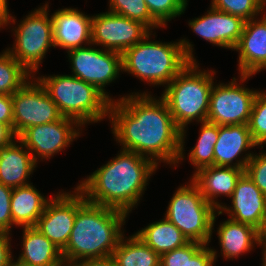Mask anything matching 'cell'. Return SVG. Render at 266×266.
Here are the masks:
<instances>
[{
	"instance_id": "obj_19",
	"label": "cell",
	"mask_w": 266,
	"mask_h": 266,
	"mask_svg": "<svg viewBox=\"0 0 266 266\" xmlns=\"http://www.w3.org/2000/svg\"><path fill=\"white\" fill-rule=\"evenodd\" d=\"M51 18L55 47H61L69 51L92 44V16L85 15L76 8H62L55 11Z\"/></svg>"
},
{
	"instance_id": "obj_10",
	"label": "cell",
	"mask_w": 266,
	"mask_h": 266,
	"mask_svg": "<svg viewBox=\"0 0 266 266\" xmlns=\"http://www.w3.org/2000/svg\"><path fill=\"white\" fill-rule=\"evenodd\" d=\"M74 48L67 51L72 75L95 86L111 102L105 87L114 82L122 72V55L119 52L92 47ZM92 47V48H91Z\"/></svg>"
},
{
	"instance_id": "obj_30",
	"label": "cell",
	"mask_w": 266,
	"mask_h": 266,
	"mask_svg": "<svg viewBox=\"0 0 266 266\" xmlns=\"http://www.w3.org/2000/svg\"><path fill=\"white\" fill-rule=\"evenodd\" d=\"M211 7L238 16L245 21L265 13L264 0H212Z\"/></svg>"
},
{
	"instance_id": "obj_18",
	"label": "cell",
	"mask_w": 266,
	"mask_h": 266,
	"mask_svg": "<svg viewBox=\"0 0 266 266\" xmlns=\"http://www.w3.org/2000/svg\"><path fill=\"white\" fill-rule=\"evenodd\" d=\"M260 18L245 21L240 40L234 48L239 52V75L253 77L266 69V13Z\"/></svg>"
},
{
	"instance_id": "obj_13",
	"label": "cell",
	"mask_w": 266,
	"mask_h": 266,
	"mask_svg": "<svg viewBox=\"0 0 266 266\" xmlns=\"http://www.w3.org/2000/svg\"><path fill=\"white\" fill-rule=\"evenodd\" d=\"M81 127L75 119L62 116L55 122L27 128L18 139L38 163L39 159L49 160L50 157L64 151L73 140L80 137Z\"/></svg>"
},
{
	"instance_id": "obj_29",
	"label": "cell",
	"mask_w": 266,
	"mask_h": 266,
	"mask_svg": "<svg viewBox=\"0 0 266 266\" xmlns=\"http://www.w3.org/2000/svg\"><path fill=\"white\" fill-rule=\"evenodd\" d=\"M109 12L145 25L151 32L163 26L151 15L145 0H109Z\"/></svg>"
},
{
	"instance_id": "obj_38",
	"label": "cell",
	"mask_w": 266,
	"mask_h": 266,
	"mask_svg": "<svg viewBox=\"0 0 266 266\" xmlns=\"http://www.w3.org/2000/svg\"><path fill=\"white\" fill-rule=\"evenodd\" d=\"M11 235L7 232H0V266H9L14 259L11 252Z\"/></svg>"
},
{
	"instance_id": "obj_21",
	"label": "cell",
	"mask_w": 266,
	"mask_h": 266,
	"mask_svg": "<svg viewBox=\"0 0 266 266\" xmlns=\"http://www.w3.org/2000/svg\"><path fill=\"white\" fill-rule=\"evenodd\" d=\"M37 164L30 151L16 137L0 149V183L11 188L31 184L29 178Z\"/></svg>"
},
{
	"instance_id": "obj_42",
	"label": "cell",
	"mask_w": 266,
	"mask_h": 266,
	"mask_svg": "<svg viewBox=\"0 0 266 266\" xmlns=\"http://www.w3.org/2000/svg\"><path fill=\"white\" fill-rule=\"evenodd\" d=\"M259 245L261 246L260 248H262V255H263V258H262V266H266V240H258L256 246Z\"/></svg>"
},
{
	"instance_id": "obj_33",
	"label": "cell",
	"mask_w": 266,
	"mask_h": 266,
	"mask_svg": "<svg viewBox=\"0 0 266 266\" xmlns=\"http://www.w3.org/2000/svg\"><path fill=\"white\" fill-rule=\"evenodd\" d=\"M245 174L266 195V153H255L248 161Z\"/></svg>"
},
{
	"instance_id": "obj_7",
	"label": "cell",
	"mask_w": 266,
	"mask_h": 266,
	"mask_svg": "<svg viewBox=\"0 0 266 266\" xmlns=\"http://www.w3.org/2000/svg\"><path fill=\"white\" fill-rule=\"evenodd\" d=\"M217 215H221L208 203L199 188L190 180L179 186L166 210L165 218L173 223L189 242L209 245Z\"/></svg>"
},
{
	"instance_id": "obj_43",
	"label": "cell",
	"mask_w": 266,
	"mask_h": 266,
	"mask_svg": "<svg viewBox=\"0 0 266 266\" xmlns=\"http://www.w3.org/2000/svg\"><path fill=\"white\" fill-rule=\"evenodd\" d=\"M258 240H266V216H265L262 228L259 230V239Z\"/></svg>"
},
{
	"instance_id": "obj_25",
	"label": "cell",
	"mask_w": 266,
	"mask_h": 266,
	"mask_svg": "<svg viewBox=\"0 0 266 266\" xmlns=\"http://www.w3.org/2000/svg\"><path fill=\"white\" fill-rule=\"evenodd\" d=\"M135 235L159 255L189 243L183 233L165 217L148 224Z\"/></svg>"
},
{
	"instance_id": "obj_32",
	"label": "cell",
	"mask_w": 266,
	"mask_h": 266,
	"mask_svg": "<svg viewBox=\"0 0 266 266\" xmlns=\"http://www.w3.org/2000/svg\"><path fill=\"white\" fill-rule=\"evenodd\" d=\"M151 15L166 28L167 22L184 14L188 0H145Z\"/></svg>"
},
{
	"instance_id": "obj_14",
	"label": "cell",
	"mask_w": 266,
	"mask_h": 266,
	"mask_svg": "<svg viewBox=\"0 0 266 266\" xmlns=\"http://www.w3.org/2000/svg\"><path fill=\"white\" fill-rule=\"evenodd\" d=\"M50 197L43 214L34 226L61 251L66 247L76 216V187Z\"/></svg>"
},
{
	"instance_id": "obj_31",
	"label": "cell",
	"mask_w": 266,
	"mask_h": 266,
	"mask_svg": "<svg viewBox=\"0 0 266 266\" xmlns=\"http://www.w3.org/2000/svg\"><path fill=\"white\" fill-rule=\"evenodd\" d=\"M248 127L256 145L264 147L266 145V92L257 91L255 96Z\"/></svg>"
},
{
	"instance_id": "obj_26",
	"label": "cell",
	"mask_w": 266,
	"mask_h": 266,
	"mask_svg": "<svg viewBox=\"0 0 266 266\" xmlns=\"http://www.w3.org/2000/svg\"><path fill=\"white\" fill-rule=\"evenodd\" d=\"M122 236L112 253L116 266H160V255L135 234Z\"/></svg>"
},
{
	"instance_id": "obj_35",
	"label": "cell",
	"mask_w": 266,
	"mask_h": 266,
	"mask_svg": "<svg viewBox=\"0 0 266 266\" xmlns=\"http://www.w3.org/2000/svg\"><path fill=\"white\" fill-rule=\"evenodd\" d=\"M12 190L13 188L0 183V232H12V215L10 205Z\"/></svg>"
},
{
	"instance_id": "obj_6",
	"label": "cell",
	"mask_w": 266,
	"mask_h": 266,
	"mask_svg": "<svg viewBox=\"0 0 266 266\" xmlns=\"http://www.w3.org/2000/svg\"><path fill=\"white\" fill-rule=\"evenodd\" d=\"M57 105L60 114L81 126L109 118L111 101L95 86L71 75L35 77Z\"/></svg>"
},
{
	"instance_id": "obj_2",
	"label": "cell",
	"mask_w": 266,
	"mask_h": 266,
	"mask_svg": "<svg viewBox=\"0 0 266 266\" xmlns=\"http://www.w3.org/2000/svg\"><path fill=\"white\" fill-rule=\"evenodd\" d=\"M158 166L133 151L120 153L76 186L89 202L129 213L140 202Z\"/></svg>"
},
{
	"instance_id": "obj_9",
	"label": "cell",
	"mask_w": 266,
	"mask_h": 266,
	"mask_svg": "<svg viewBox=\"0 0 266 266\" xmlns=\"http://www.w3.org/2000/svg\"><path fill=\"white\" fill-rule=\"evenodd\" d=\"M239 78L241 84L233 77L228 84L213 85L207 121L217 125H248L257 89H249L242 84L251 75L240 74Z\"/></svg>"
},
{
	"instance_id": "obj_37",
	"label": "cell",
	"mask_w": 266,
	"mask_h": 266,
	"mask_svg": "<svg viewBox=\"0 0 266 266\" xmlns=\"http://www.w3.org/2000/svg\"><path fill=\"white\" fill-rule=\"evenodd\" d=\"M0 122L13 131V102L12 96L0 94Z\"/></svg>"
},
{
	"instance_id": "obj_12",
	"label": "cell",
	"mask_w": 266,
	"mask_h": 266,
	"mask_svg": "<svg viewBox=\"0 0 266 266\" xmlns=\"http://www.w3.org/2000/svg\"><path fill=\"white\" fill-rule=\"evenodd\" d=\"M149 33L151 31L142 23L109 11L92 16V45L103 46L105 50L122 54Z\"/></svg>"
},
{
	"instance_id": "obj_23",
	"label": "cell",
	"mask_w": 266,
	"mask_h": 266,
	"mask_svg": "<svg viewBox=\"0 0 266 266\" xmlns=\"http://www.w3.org/2000/svg\"><path fill=\"white\" fill-rule=\"evenodd\" d=\"M217 235L221 255L228 260L252 251L259 239V230L255 227L228 218L220 223Z\"/></svg>"
},
{
	"instance_id": "obj_20",
	"label": "cell",
	"mask_w": 266,
	"mask_h": 266,
	"mask_svg": "<svg viewBox=\"0 0 266 266\" xmlns=\"http://www.w3.org/2000/svg\"><path fill=\"white\" fill-rule=\"evenodd\" d=\"M244 173V169L213 165L195 172L190 181L199 188L205 200L219 210L223 203L217 201V198L220 196L231 198L238 180Z\"/></svg>"
},
{
	"instance_id": "obj_5",
	"label": "cell",
	"mask_w": 266,
	"mask_h": 266,
	"mask_svg": "<svg viewBox=\"0 0 266 266\" xmlns=\"http://www.w3.org/2000/svg\"><path fill=\"white\" fill-rule=\"evenodd\" d=\"M197 61H190L167 85L161 97L165 100L175 124L181 130L179 162L185 159V136L188 124L207 121L210 93L215 70L199 69Z\"/></svg>"
},
{
	"instance_id": "obj_45",
	"label": "cell",
	"mask_w": 266,
	"mask_h": 266,
	"mask_svg": "<svg viewBox=\"0 0 266 266\" xmlns=\"http://www.w3.org/2000/svg\"><path fill=\"white\" fill-rule=\"evenodd\" d=\"M0 28H3V27H2V21H1V20H0Z\"/></svg>"
},
{
	"instance_id": "obj_16",
	"label": "cell",
	"mask_w": 266,
	"mask_h": 266,
	"mask_svg": "<svg viewBox=\"0 0 266 266\" xmlns=\"http://www.w3.org/2000/svg\"><path fill=\"white\" fill-rule=\"evenodd\" d=\"M231 205H223L219 211H225L234 221L249 224L257 230L262 228L266 216V195L244 173L238 180L231 196Z\"/></svg>"
},
{
	"instance_id": "obj_15",
	"label": "cell",
	"mask_w": 266,
	"mask_h": 266,
	"mask_svg": "<svg viewBox=\"0 0 266 266\" xmlns=\"http://www.w3.org/2000/svg\"><path fill=\"white\" fill-rule=\"evenodd\" d=\"M245 20L210 6L203 16L189 20L195 34L213 45L233 50L243 32Z\"/></svg>"
},
{
	"instance_id": "obj_44",
	"label": "cell",
	"mask_w": 266,
	"mask_h": 266,
	"mask_svg": "<svg viewBox=\"0 0 266 266\" xmlns=\"http://www.w3.org/2000/svg\"><path fill=\"white\" fill-rule=\"evenodd\" d=\"M9 266H26V265H23V264H21V263L15 261V259H13V260L10 262Z\"/></svg>"
},
{
	"instance_id": "obj_36",
	"label": "cell",
	"mask_w": 266,
	"mask_h": 266,
	"mask_svg": "<svg viewBox=\"0 0 266 266\" xmlns=\"http://www.w3.org/2000/svg\"><path fill=\"white\" fill-rule=\"evenodd\" d=\"M204 244L193 256H186V266H214L217 251Z\"/></svg>"
},
{
	"instance_id": "obj_28",
	"label": "cell",
	"mask_w": 266,
	"mask_h": 266,
	"mask_svg": "<svg viewBox=\"0 0 266 266\" xmlns=\"http://www.w3.org/2000/svg\"><path fill=\"white\" fill-rule=\"evenodd\" d=\"M31 75L7 50L0 54V94L13 95Z\"/></svg>"
},
{
	"instance_id": "obj_1",
	"label": "cell",
	"mask_w": 266,
	"mask_h": 266,
	"mask_svg": "<svg viewBox=\"0 0 266 266\" xmlns=\"http://www.w3.org/2000/svg\"><path fill=\"white\" fill-rule=\"evenodd\" d=\"M134 92L110 103L111 129L121 149L176 167L181 152V130L162 97Z\"/></svg>"
},
{
	"instance_id": "obj_24",
	"label": "cell",
	"mask_w": 266,
	"mask_h": 266,
	"mask_svg": "<svg viewBox=\"0 0 266 266\" xmlns=\"http://www.w3.org/2000/svg\"><path fill=\"white\" fill-rule=\"evenodd\" d=\"M49 200L32 183L13 188L10 201L12 226L34 227Z\"/></svg>"
},
{
	"instance_id": "obj_40",
	"label": "cell",
	"mask_w": 266,
	"mask_h": 266,
	"mask_svg": "<svg viewBox=\"0 0 266 266\" xmlns=\"http://www.w3.org/2000/svg\"><path fill=\"white\" fill-rule=\"evenodd\" d=\"M8 1L7 0H0V20L2 21V27L5 28L7 25L12 24L15 25L17 21L16 19L9 14V9H8Z\"/></svg>"
},
{
	"instance_id": "obj_8",
	"label": "cell",
	"mask_w": 266,
	"mask_h": 266,
	"mask_svg": "<svg viewBox=\"0 0 266 266\" xmlns=\"http://www.w3.org/2000/svg\"><path fill=\"white\" fill-rule=\"evenodd\" d=\"M48 4L34 9L13 27L14 45L6 49L34 77L49 47L55 48Z\"/></svg>"
},
{
	"instance_id": "obj_27",
	"label": "cell",
	"mask_w": 266,
	"mask_h": 266,
	"mask_svg": "<svg viewBox=\"0 0 266 266\" xmlns=\"http://www.w3.org/2000/svg\"><path fill=\"white\" fill-rule=\"evenodd\" d=\"M200 132L196 145L188 153L189 162L198 170L214 165V147L218 140L219 125L203 121L200 122Z\"/></svg>"
},
{
	"instance_id": "obj_17",
	"label": "cell",
	"mask_w": 266,
	"mask_h": 266,
	"mask_svg": "<svg viewBox=\"0 0 266 266\" xmlns=\"http://www.w3.org/2000/svg\"><path fill=\"white\" fill-rule=\"evenodd\" d=\"M256 146L248 125H219L218 140L214 147V165L245 170L248 161L254 155L249 150ZM243 154H245L244 157H241ZM233 160L236 162L233 163Z\"/></svg>"
},
{
	"instance_id": "obj_39",
	"label": "cell",
	"mask_w": 266,
	"mask_h": 266,
	"mask_svg": "<svg viewBox=\"0 0 266 266\" xmlns=\"http://www.w3.org/2000/svg\"><path fill=\"white\" fill-rule=\"evenodd\" d=\"M72 266H116L112 256L104 258L85 259Z\"/></svg>"
},
{
	"instance_id": "obj_41",
	"label": "cell",
	"mask_w": 266,
	"mask_h": 266,
	"mask_svg": "<svg viewBox=\"0 0 266 266\" xmlns=\"http://www.w3.org/2000/svg\"><path fill=\"white\" fill-rule=\"evenodd\" d=\"M15 138L13 131L6 124L0 122V149L9 145Z\"/></svg>"
},
{
	"instance_id": "obj_4",
	"label": "cell",
	"mask_w": 266,
	"mask_h": 266,
	"mask_svg": "<svg viewBox=\"0 0 266 266\" xmlns=\"http://www.w3.org/2000/svg\"><path fill=\"white\" fill-rule=\"evenodd\" d=\"M149 33L142 41L124 51L122 72L134 75L153 86H167L190 62L196 61L193 44L186 38L178 42H160Z\"/></svg>"
},
{
	"instance_id": "obj_34",
	"label": "cell",
	"mask_w": 266,
	"mask_h": 266,
	"mask_svg": "<svg viewBox=\"0 0 266 266\" xmlns=\"http://www.w3.org/2000/svg\"><path fill=\"white\" fill-rule=\"evenodd\" d=\"M204 244L189 242L185 246L160 255V266H186V256H193Z\"/></svg>"
},
{
	"instance_id": "obj_11",
	"label": "cell",
	"mask_w": 266,
	"mask_h": 266,
	"mask_svg": "<svg viewBox=\"0 0 266 266\" xmlns=\"http://www.w3.org/2000/svg\"><path fill=\"white\" fill-rule=\"evenodd\" d=\"M11 96L13 133L17 138L29 127L55 122L62 117L57 105L34 76Z\"/></svg>"
},
{
	"instance_id": "obj_3",
	"label": "cell",
	"mask_w": 266,
	"mask_h": 266,
	"mask_svg": "<svg viewBox=\"0 0 266 266\" xmlns=\"http://www.w3.org/2000/svg\"><path fill=\"white\" fill-rule=\"evenodd\" d=\"M128 214L85 199L76 187L74 227L62 256L66 266L85 259L112 256L124 235L123 225Z\"/></svg>"
},
{
	"instance_id": "obj_22",
	"label": "cell",
	"mask_w": 266,
	"mask_h": 266,
	"mask_svg": "<svg viewBox=\"0 0 266 266\" xmlns=\"http://www.w3.org/2000/svg\"><path fill=\"white\" fill-rule=\"evenodd\" d=\"M17 262L26 266H66L62 251L35 227H25Z\"/></svg>"
}]
</instances>
